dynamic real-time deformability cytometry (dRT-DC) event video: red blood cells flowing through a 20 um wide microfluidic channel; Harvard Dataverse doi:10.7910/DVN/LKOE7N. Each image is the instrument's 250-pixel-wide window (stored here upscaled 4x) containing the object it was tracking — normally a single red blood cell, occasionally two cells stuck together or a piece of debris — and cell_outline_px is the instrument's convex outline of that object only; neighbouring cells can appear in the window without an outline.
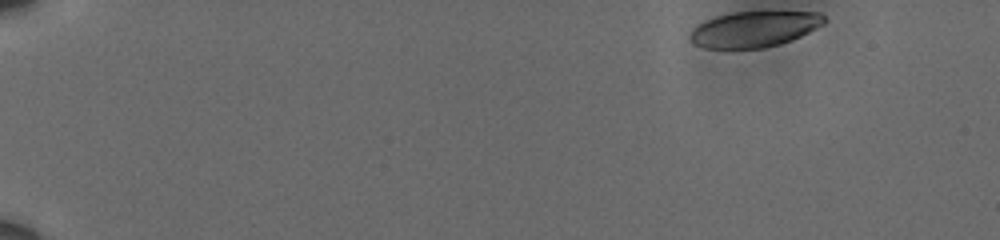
{"species": "human", "species_latin": "Homo sapiens", "temperature_condition": "cold", "stored_images_in_passage": 10, "camera_frame_rate_fps": 3000, "um_per_image_px": 0.085, "donor": {"sex": "male"}, "frame": {"image": 1, "passage_image": 1, "time_ms": 0.0, "image_size_px": [1000, 240], "cell_outline_px": [[824, 24], [792, 40], [780, 44], [764, 48], [704, 48], [692, 44], [688, 36], [692, 28], [716, 16], [732, 12], [820, 12], [824, 16]], "centroid_in_image_um": [64.08, 2.49], "position_along_channel_um": 20.9, "area_um2": 27.92}}
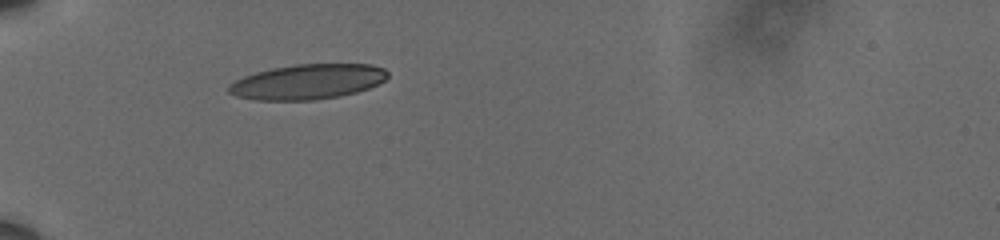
{"frame": {"image": 2, "passage_image": 7, "time_ms": 2.0, "image_size_px": [1000, 240], "cell_outline_px": [[388, 76], [384, 80], [368, 88], [356, 92], [340, 96], [316, 100], [256, 100], [236, 96], [228, 92], [228, 84], [244, 76], [256, 72], [272, 68], [296, 64], [372, 64], [384, 68], [388, 72]], "centroid_in_image_um": [26.14, 6.95], "position_along_channel_um": 58.9, "area_um2": 32.48}}
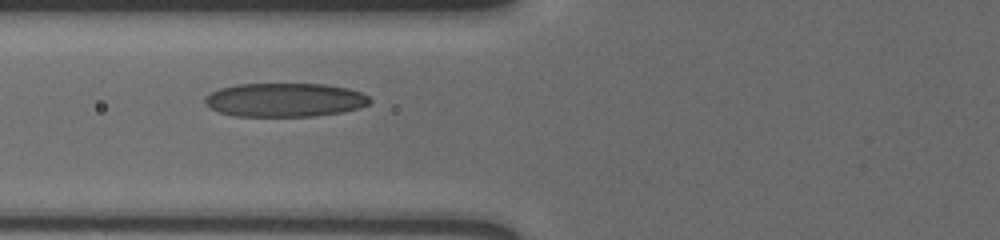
{"frame": {"image": 3, "passage_image": 9, "time_ms": 2.667, "image_size_px": [1000, 240], "cell_outline_px": [[372, 100], [368, 104], [360, 108], [340, 112], [312, 116], [236, 116], [220, 112], [204, 104], [204, 96], [220, 88], [236, 84], [324, 84], [348, 88], [360, 92], [368, 96]], "centroid_in_image_um": [24.2, 8.49], "position_along_channel_um": 101.6, "area_um2": 32.43}}